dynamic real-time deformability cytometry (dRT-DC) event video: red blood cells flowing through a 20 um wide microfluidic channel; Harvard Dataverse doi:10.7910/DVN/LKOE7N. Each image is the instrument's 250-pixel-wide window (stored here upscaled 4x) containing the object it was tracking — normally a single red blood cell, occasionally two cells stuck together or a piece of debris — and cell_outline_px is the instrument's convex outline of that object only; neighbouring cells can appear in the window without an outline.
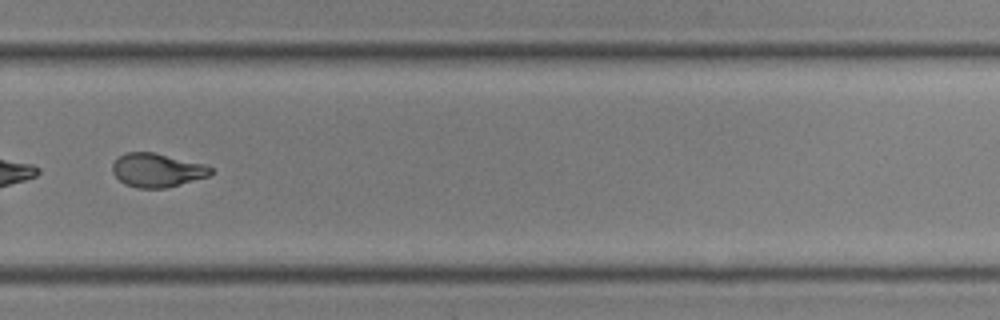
{"species": "common noctule bat (a hibernating species)", "species_latin": "Nyctalus noctula", "temperature_condition": "room temperature", "stored_images_in_passage": 42, "camera_frame_rate_fps": 3000, "um_per_image_px": 0.085, "animal": {"sex": "male", "body_mass_g": 19.0, "forearm_length_mm": 50.8}, "frame": {"image": 1, "passage_image": 30, "time_ms": 9.667, "image_size_px": [1000, 320], "cell_outline_px": [[212, 172], [208, 176], [168, 188], [136, 188], [124, 184], [112, 172], [112, 164], [124, 152], [152, 152], [204, 164], [212, 168]], "centroid_in_image_um": [13.33, 14.47], "position_along_channel_um": 316.5, "area_um2": 19.25}}